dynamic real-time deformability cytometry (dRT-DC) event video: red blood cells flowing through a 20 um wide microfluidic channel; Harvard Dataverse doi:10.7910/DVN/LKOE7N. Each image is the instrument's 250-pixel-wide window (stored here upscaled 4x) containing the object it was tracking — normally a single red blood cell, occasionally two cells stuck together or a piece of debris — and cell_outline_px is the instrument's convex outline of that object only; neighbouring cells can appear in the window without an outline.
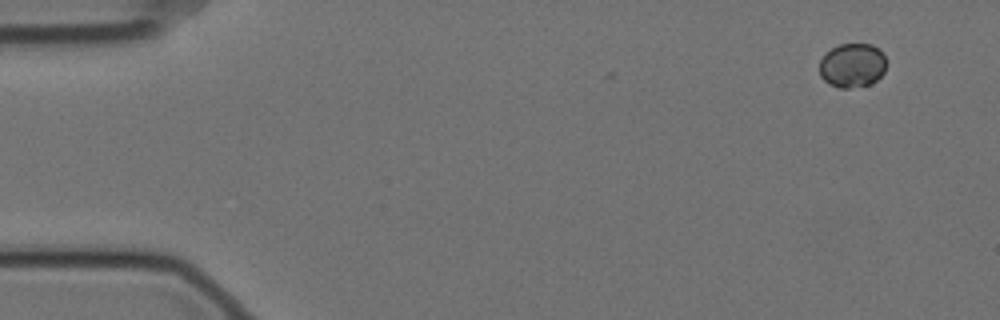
{"species": "Egyptian fruit bat (a non-hibernating species)", "species_latin": "Rousettus aegyptiacus", "temperature_condition": "cold", "stored_images_in_passage": 3, "camera_frame_rate_fps": 3000, "um_per_image_px": 0.085, "animal": {"sex": "female"}, "frame": {"image": 1, "passage_image": 1, "time_ms": 0.0, "image_size_px": [1000, 320], "cell_outline_px": [[884, 72], [872, 84], [848, 88], [840, 88], [828, 84], [820, 76], [820, 60], [832, 48], [840, 44], [872, 44], [880, 48], [884, 56]], "centroid_in_image_um": [72.44, 5.56], "position_along_channel_um": 12.6, "area_um2": 17.17}}